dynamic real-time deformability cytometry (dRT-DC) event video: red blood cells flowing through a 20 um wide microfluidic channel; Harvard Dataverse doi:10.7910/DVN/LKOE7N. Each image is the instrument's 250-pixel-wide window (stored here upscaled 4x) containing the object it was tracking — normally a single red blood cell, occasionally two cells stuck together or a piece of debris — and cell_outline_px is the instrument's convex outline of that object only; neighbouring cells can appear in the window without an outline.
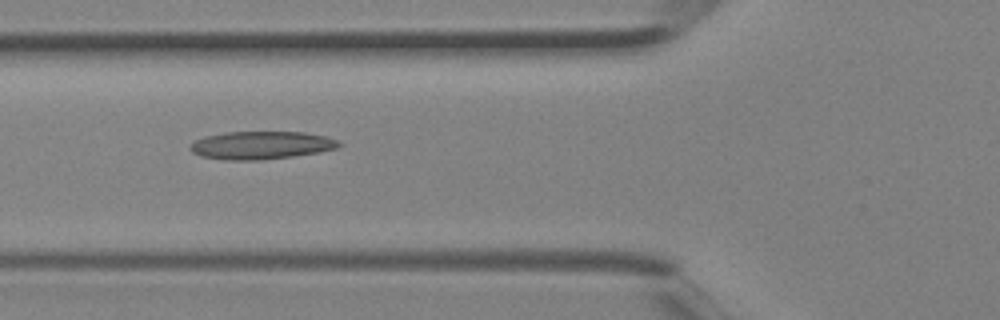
{"species": "Egyptian fruit bat (a non-hibernating species)", "species_latin": "Rousettus aegyptiacus", "temperature_condition": "room temperature", "stored_images_in_passage": 5, "camera_frame_rate_fps": 3000, "um_per_image_px": 0.085, "animal": {"sex": "female"}, "frame": {"image": 1, "passage_image": 4, "time_ms": 1.0, "image_size_px": [1000, 320], "cell_outline_px": [[340, 144], [336, 148], [320, 152], [292, 156], [260, 160], [224, 160], [200, 156], [192, 152], [188, 148], [188, 144], [204, 136], [228, 132], [304, 132], [328, 136], [336, 140]], "centroid_in_image_um": [22.15, 12.34], "position_along_channel_um": 103.7, "area_um2": 24.28}}
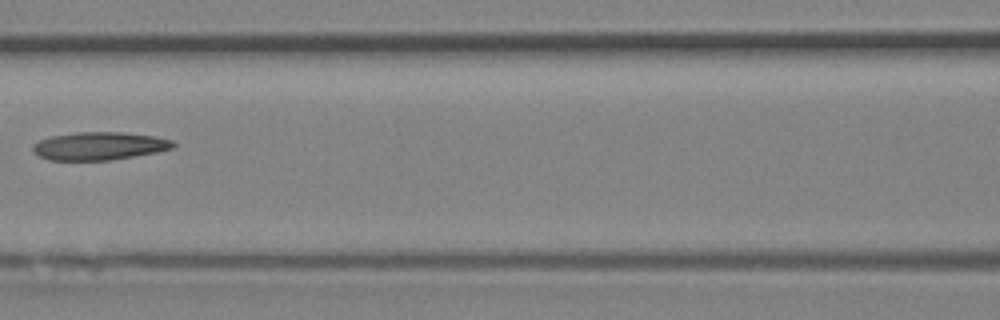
{"frame": {"image": 2, "passage_image": 5, "time_ms": 1.333, "image_size_px": [1000, 320], "cell_outline_px": [[176, 144], [172, 148], [156, 152], [136, 156], [108, 160], [48, 160], [40, 156], [32, 148], [40, 140], [52, 136], [76, 132], [124, 132], [156, 136], [172, 140]], "centroid_in_image_um": [8.49, 12.4], "position_along_channel_um": 158.1, "area_um2": 22.72}}